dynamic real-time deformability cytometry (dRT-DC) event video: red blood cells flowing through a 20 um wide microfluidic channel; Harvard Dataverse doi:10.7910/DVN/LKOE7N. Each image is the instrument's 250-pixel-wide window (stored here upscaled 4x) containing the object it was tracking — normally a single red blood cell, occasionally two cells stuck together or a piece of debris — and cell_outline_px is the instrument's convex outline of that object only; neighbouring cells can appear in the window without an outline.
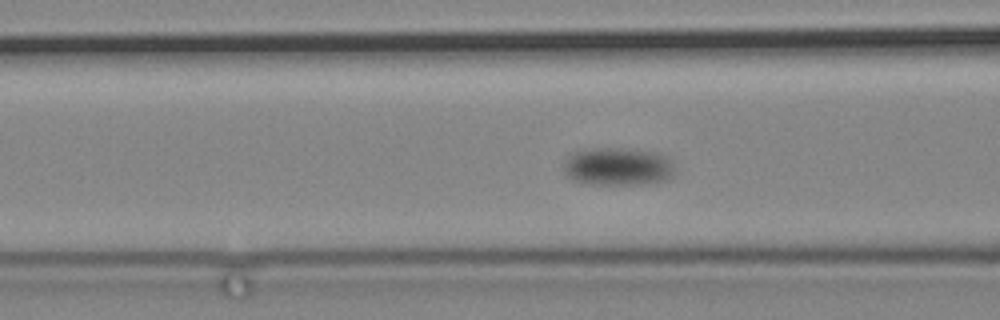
{"species": "common noctule bat (a hibernating species)", "species_latin": "Nyctalus noctula", "temperature_condition": "cold", "stored_images_in_passage": 38, "camera_frame_rate_fps": 3000, "um_per_image_px": 0.085, "animal": {"sex": "male", "body_mass_g": 19.2, "forearm_length_mm": 51.8}, "frame": {"image": 1, "passage_image": 11, "time_ms": 3.333, "image_size_px": [1000, 320], "cell_outline_px": [[676, 172], [668, 180], [644, 184], [580, 184], [572, 180], [564, 172], [564, 164], [568, 156], [572, 152], [584, 148], [620, 148], [656, 152], [668, 156], [676, 168]], "centroid_in_image_um": [52.53, 14.16], "position_along_channel_um": 114.1, "area_um2": 25.2}}
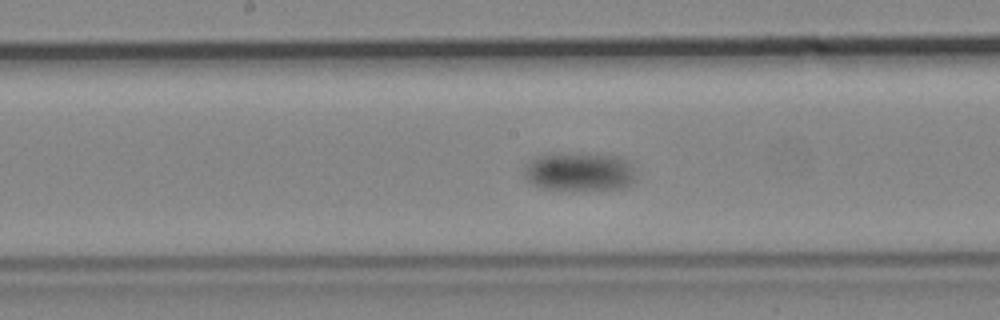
{"frame": {"image": 2, "passage_image": 22, "time_ms": 7.0, "image_size_px": [1000, 320], "cell_outline_px": [[636, 180], [624, 188], [540, 188], [524, 180], [524, 168], [528, 160], [544, 152], [560, 152], [620, 156], [628, 160], [632, 164], [636, 176]], "centroid_in_image_um": [49.2, 14.54], "position_along_channel_um": 199.0, "area_um2": 25.49}}
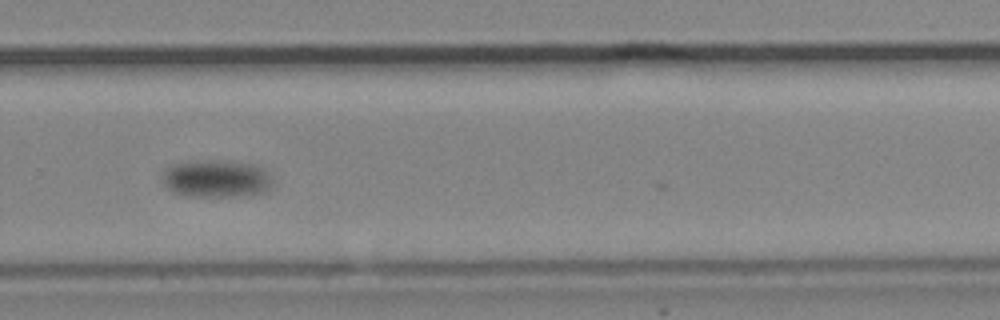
{"frame": {"image": 3, "passage_image": 36, "time_ms": 11.667, "image_size_px": [1000, 320], "cell_outline_px": [[272, 184], [264, 192], [248, 196], [184, 196], [172, 192], [164, 184], [164, 172], [172, 164], [188, 160], [228, 160], [260, 164], [268, 172], [272, 180]], "centroid_in_image_um": [18.43, 15.16], "position_along_channel_um": 311.4, "area_um2": 24.68}}